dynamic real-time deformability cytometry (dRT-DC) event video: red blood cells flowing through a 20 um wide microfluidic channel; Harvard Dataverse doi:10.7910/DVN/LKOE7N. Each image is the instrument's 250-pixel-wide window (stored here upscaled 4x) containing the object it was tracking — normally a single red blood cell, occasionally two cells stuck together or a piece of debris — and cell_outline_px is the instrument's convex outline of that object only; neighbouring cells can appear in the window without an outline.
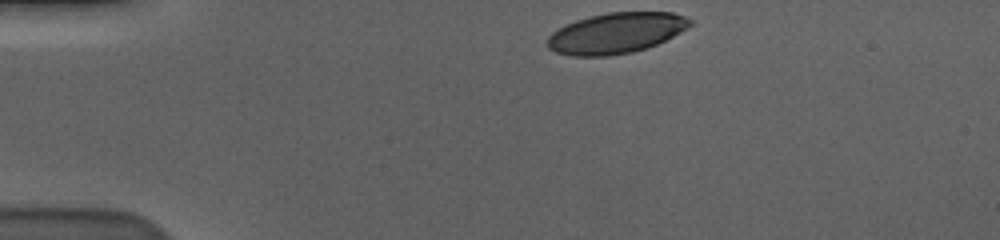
{"species": "human", "species_latin": "Homo sapiens", "temperature_condition": "cold", "stored_images_in_passage": 38, "camera_frame_rate_fps": 3000, "um_per_image_px": 0.085, "donor": {"sex": "male"}, "frame": {"image": 1, "passage_image": 1, "time_ms": 0.0, "image_size_px": [1000, 240], "cell_outline_px": [[692, 24], [680, 32], [656, 44], [632, 52], [608, 56], [572, 56], [556, 52], [548, 48], [548, 36], [552, 32], [576, 20], [608, 12], [672, 12], [684, 16], [692, 20]], "centroid_in_image_um": [52.36, 2.81], "position_along_channel_um": 32.6, "area_um2": 33.41}}
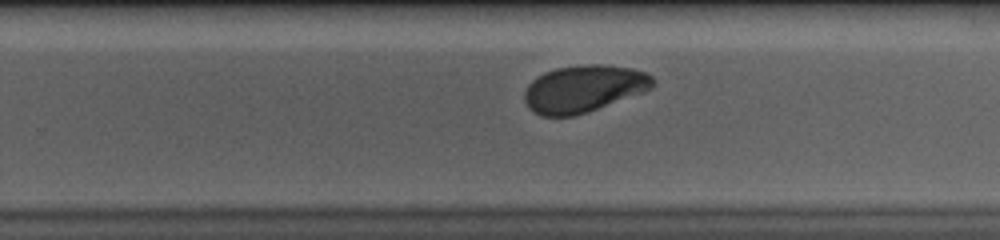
{"frame": {"image": 2, "passage_image": 27, "time_ms": 8.667, "image_size_px": [1000, 240], "cell_outline_px": [[652, 88], [644, 92], [588, 112], [572, 116], [540, 116], [532, 112], [528, 108], [524, 100], [524, 92], [528, 84], [532, 80], [544, 72], [556, 68], [588, 64], [604, 64], [632, 68], [648, 72], [652, 76]], "centroid_in_image_um": [49.6, 7.54], "position_along_channel_um": 280.2, "area_um2": 35.43}}
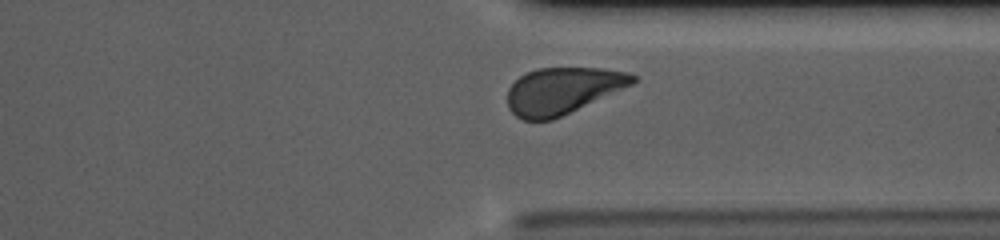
{"frame": {"image": 3, "passage_image": 34, "time_ms": 11.0, "image_size_px": [1000, 240], "cell_outline_px": [[636, 80], [632, 84], [552, 120], [524, 120], [516, 116], [508, 108], [508, 88], [520, 76], [536, 68], [600, 68], [628, 72], [636, 76]], "centroid_in_image_um": [47.79, 7.7], "position_along_channel_um": 363.6, "area_um2": 33.58}, "authors_computed_cell_mechanics": {"area_um2": 35.7493, "velocity_mm_per_s": 3.5549, "shape_relaxation_time_tau1_ms": 2.6835, "shape_relaxation_time_tau2_ms": 3.0729, "deformation_change_tau1": 0.1173, "deformation_change_tau2": 0.0732}}